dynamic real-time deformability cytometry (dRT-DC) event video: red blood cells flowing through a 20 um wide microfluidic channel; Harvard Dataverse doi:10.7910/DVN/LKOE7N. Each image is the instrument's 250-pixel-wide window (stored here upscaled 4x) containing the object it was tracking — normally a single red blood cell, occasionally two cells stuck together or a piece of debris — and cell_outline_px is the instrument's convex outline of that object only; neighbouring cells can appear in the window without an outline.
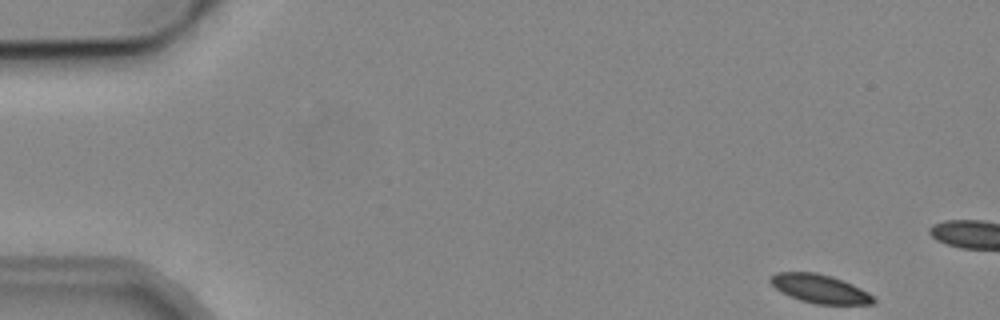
{"species": "common noctule bat (a hibernating species)", "species_latin": "Nyctalus noctula", "temperature_condition": "cold", "stored_images_in_passage": 4, "camera_frame_rate_fps": 3000, "um_per_image_px": 0.085, "animal": {"sex": "male", "body_mass_g": 19.2, "forearm_length_mm": 51.8}, "frame": {"image": 1, "passage_image": 1, "time_ms": 0.0, "image_size_px": [1000, 320], "cell_outline_px": [[876, 300], [872, 304], [816, 304], [800, 300], [780, 292], [768, 280], [776, 272], [816, 272], [832, 276], [852, 284], [868, 292]], "centroid_in_image_um": [69.67, 24.54], "position_along_channel_um": 15.3, "area_um2": 17.11}}